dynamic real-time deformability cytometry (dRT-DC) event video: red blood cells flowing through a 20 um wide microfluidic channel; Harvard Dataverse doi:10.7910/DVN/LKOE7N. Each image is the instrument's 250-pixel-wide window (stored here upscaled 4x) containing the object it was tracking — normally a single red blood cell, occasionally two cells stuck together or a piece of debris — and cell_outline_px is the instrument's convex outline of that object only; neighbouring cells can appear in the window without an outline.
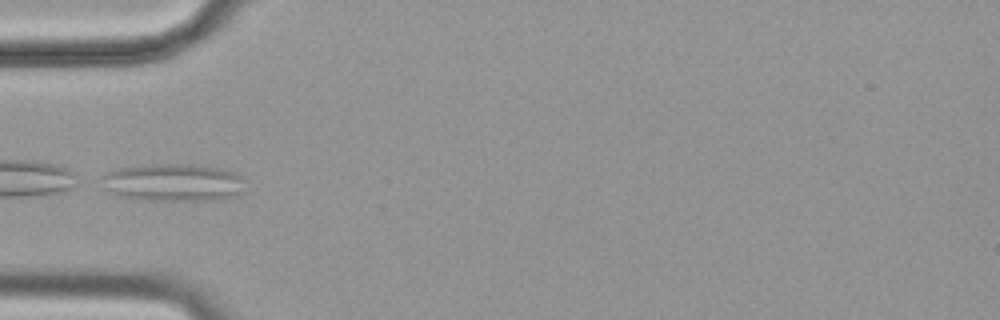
{"species": "common noctule bat (a hibernating species)", "species_latin": "Nyctalus noctula", "temperature_condition": "cold", "stored_images_in_passage": 37, "camera_frame_rate_fps": 3000, "um_per_image_px": 0.085, "animal": {"sex": "female", "body_mass_g": 19.9}, "frame": {"image": 1, "passage_image": 1, "time_ms": 0.0, "image_size_px": [1000, 320], "cell_outline_px": [[248, 192], [240, 196], [212, 200], [148, 200], [120, 196], [104, 188], [100, 176], [108, 172], [120, 168], [148, 164], [192, 164], [220, 168], [232, 172], [240, 176], [244, 180]], "centroid_in_image_um": [14.8, 15.51], "position_along_channel_um": 70.2, "area_um2": 31.85}, "authors_computed_cell_mechanics": {"area_um2": 24.3338, "velocity_mm_per_s": 3.5639, "shape_relaxation_time_tau1_ms": null, "shape_relaxation_time_tau2_ms": 1.6489, "deformation_change_tau1": null, "deformation_change_tau2": 0.0998}}